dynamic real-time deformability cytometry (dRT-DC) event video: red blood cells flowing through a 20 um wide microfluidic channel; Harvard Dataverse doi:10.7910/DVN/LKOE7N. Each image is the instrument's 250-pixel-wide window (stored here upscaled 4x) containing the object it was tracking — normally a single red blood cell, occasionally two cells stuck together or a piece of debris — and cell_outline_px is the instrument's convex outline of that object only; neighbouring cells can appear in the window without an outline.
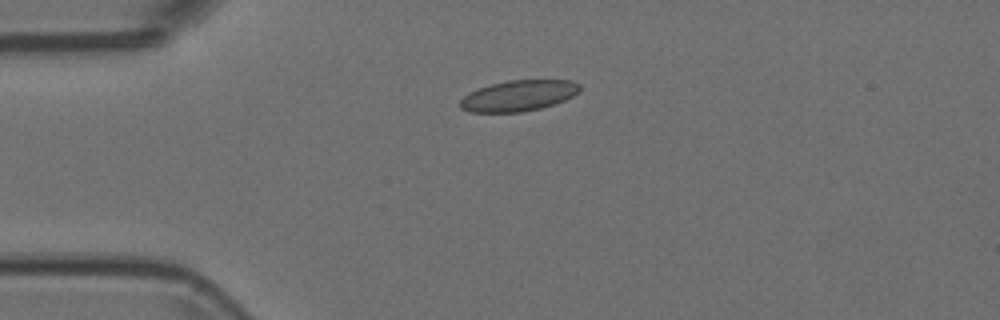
{"species": "Egyptian fruit bat (a non-hibernating species)", "species_latin": "Rousettus aegyptiacus", "temperature_condition": "room temperature", "stored_images_in_passage": 25, "camera_frame_rate_fps": 3000, "um_per_image_px": 0.085, "animal": {"sex": "female"}, "frame": {"image": 1, "passage_image": 1, "time_ms": 0.0, "image_size_px": [1000, 320], "cell_outline_px": [[580, 92], [564, 100], [540, 108], [524, 112], [468, 112], [460, 108], [460, 100], [468, 92], [492, 84], [508, 80], [572, 80], [580, 84]], "centroid_in_image_um": [44.07, 8.13], "position_along_channel_um": 40.9, "area_um2": 21.5}}
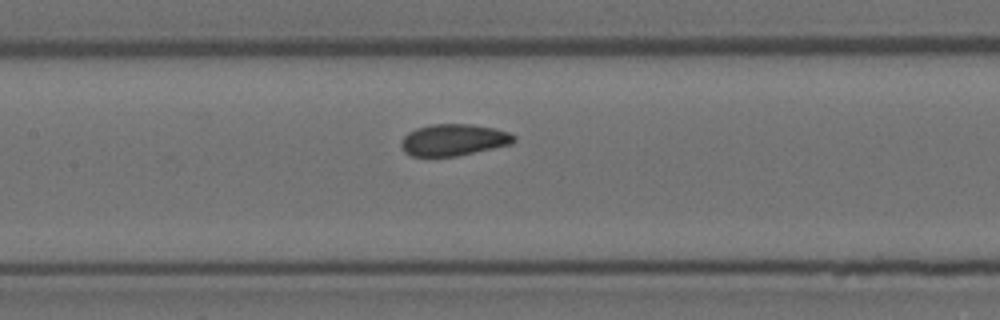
{"frame": {"image": 2, "passage_image": 13, "time_ms": 4.0, "image_size_px": [1000, 320], "cell_outline_px": [[516, 140], [512, 144], [456, 156], [412, 156], [404, 152], [400, 144], [400, 140], [408, 132], [416, 128], [432, 124], [472, 124], [496, 128], [508, 132], [516, 136]], "centroid_in_image_um": [38.56, 11.88], "position_along_channel_um": 168.8, "area_um2": 20.92}}
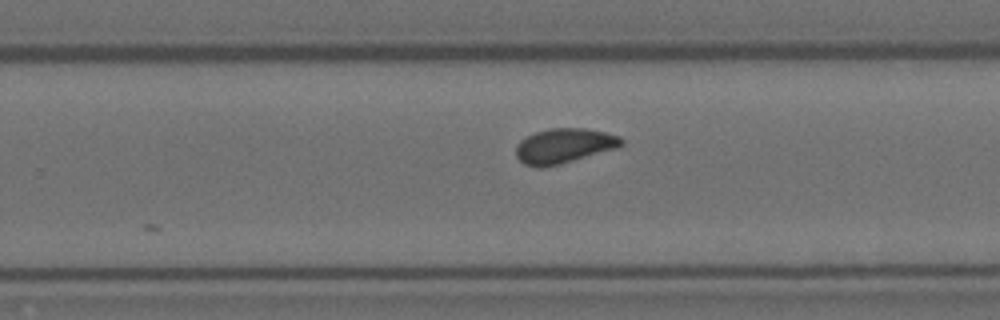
{"frame": {"image": 3, "passage_image": 22, "time_ms": 7.0, "image_size_px": [1000, 320], "cell_outline_px": [[624, 144], [616, 148], [560, 164], [544, 168], [536, 168], [524, 164], [516, 156], [516, 144], [520, 140], [536, 132], [548, 128], [584, 128], [604, 132], [620, 136], [624, 140]], "centroid_in_image_um": [47.92, 12.4], "position_along_channel_um": 281.9, "area_um2": 21.44}}